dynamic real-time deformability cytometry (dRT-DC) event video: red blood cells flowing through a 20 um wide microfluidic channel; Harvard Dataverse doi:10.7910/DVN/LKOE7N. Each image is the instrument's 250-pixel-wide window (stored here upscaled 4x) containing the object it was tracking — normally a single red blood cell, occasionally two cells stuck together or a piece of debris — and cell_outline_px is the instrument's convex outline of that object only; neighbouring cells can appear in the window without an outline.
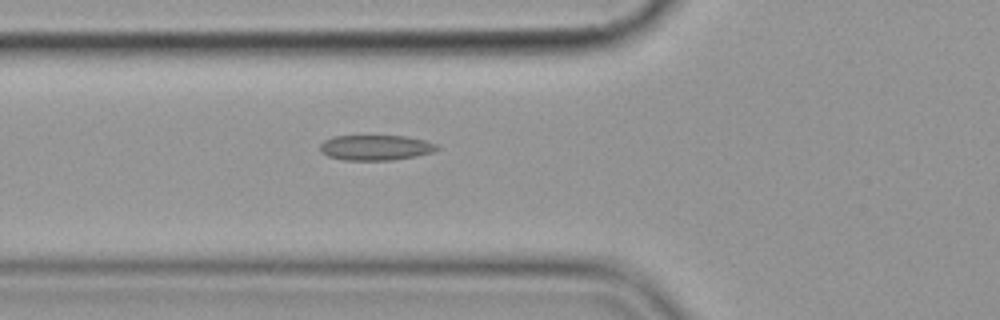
{"species": "common noctule bat (a hibernating species)", "species_latin": "Nyctalus noctula", "temperature_condition": "cold", "stored_images_in_passage": 7, "camera_frame_rate_fps": 3000, "um_per_image_px": 0.085, "animal": {"sex": "female", "body_mass_g": 19.9}, "frame": {"image": 1, "passage_image": 7, "time_ms": 8.0, "image_size_px": [1000, 320], "cell_outline_px": [[440, 148], [432, 152], [416, 156], [392, 160], [344, 160], [328, 156], [320, 152], [320, 144], [324, 140], [332, 136], [404, 136], [424, 140], [436, 144]], "centroid_in_image_um": [31.9, 12.55], "position_along_channel_um": 93.9, "area_um2": 17.22}}